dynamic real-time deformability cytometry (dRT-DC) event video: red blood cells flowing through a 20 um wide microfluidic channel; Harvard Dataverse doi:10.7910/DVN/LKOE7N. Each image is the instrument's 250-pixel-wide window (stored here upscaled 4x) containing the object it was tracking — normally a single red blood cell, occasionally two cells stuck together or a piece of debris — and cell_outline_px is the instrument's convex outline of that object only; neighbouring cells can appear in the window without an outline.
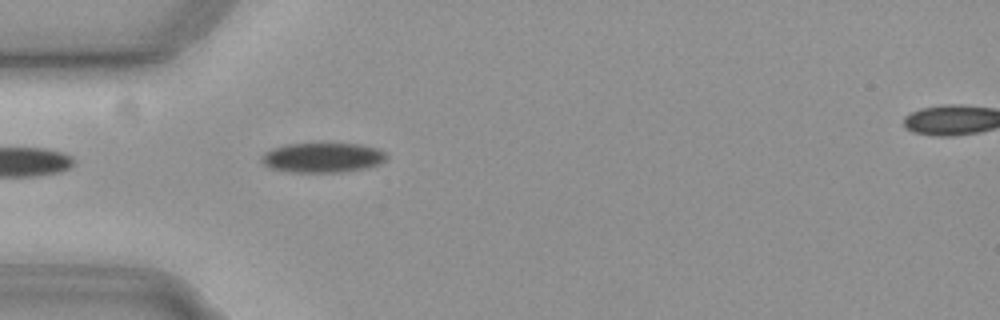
{"species": "common noctule bat (a hibernating species)", "species_latin": "Nyctalus noctula", "temperature_condition": "cold", "stored_images_in_passage": 9, "camera_frame_rate_fps": 3000, "um_per_image_px": 0.085, "animal": {"sex": "female", "body_mass_g": 19.3, "forearm_length_mm": 54.1}, "frame": {"image": 1, "passage_image": 1, "time_ms": 0.0, "image_size_px": [1000, 320], "cell_outline_px": [[388, 156], [380, 164], [368, 168], [340, 172], [296, 172], [272, 168], [264, 164], [260, 160], [264, 152], [272, 148], [288, 144], [360, 144], [376, 148], [384, 152]], "centroid_in_image_um": [27.44, 13.4], "position_along_channel_um": 57.6, "area_um2": 21.5}}